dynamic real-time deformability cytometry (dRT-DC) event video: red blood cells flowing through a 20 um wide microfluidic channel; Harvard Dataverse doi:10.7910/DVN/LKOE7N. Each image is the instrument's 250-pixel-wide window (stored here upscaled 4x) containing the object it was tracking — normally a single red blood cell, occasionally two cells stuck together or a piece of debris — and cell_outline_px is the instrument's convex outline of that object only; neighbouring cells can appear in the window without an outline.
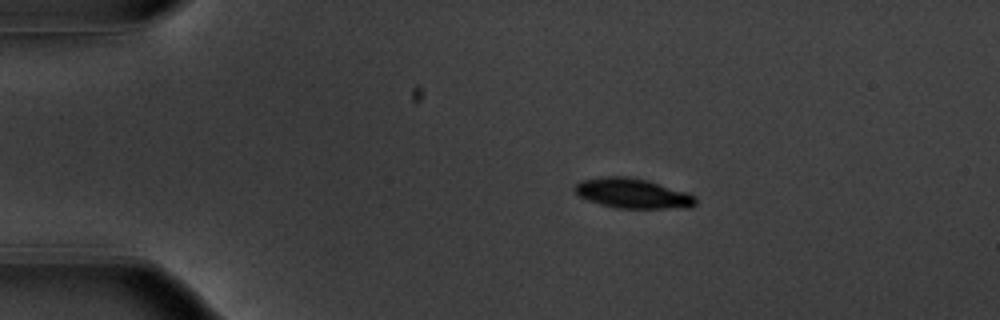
{"species": "common noctule bat (a hibernating species)", "species_latin": "Nyctalus noctula", "temperature_condition": "warm", "stored_images_in_passage": 37, "camera_frame_rate_fps": 3000, "um_per_image_px": 0.085, "animal": {"sex": "male", "body_mass_g": 20.1, "forearm_length_mm": 53.5}, "frame": {"image": 1, "passage_image": 1, "time_ms": 0.0, "image_size_px": [1000, 320], "cell_outline_px": [[696, 204], [692, 208], [616, 208], [600, 204], [576, 196], [572, 188], [580, 180], [604, 176], [628, 176], [648, 180], [688, 192], [696, 196]], "centroid_in_image_um": [53.76, 16.43], "position_along_channel_um": 31.2, "area_um2": 21.5}}
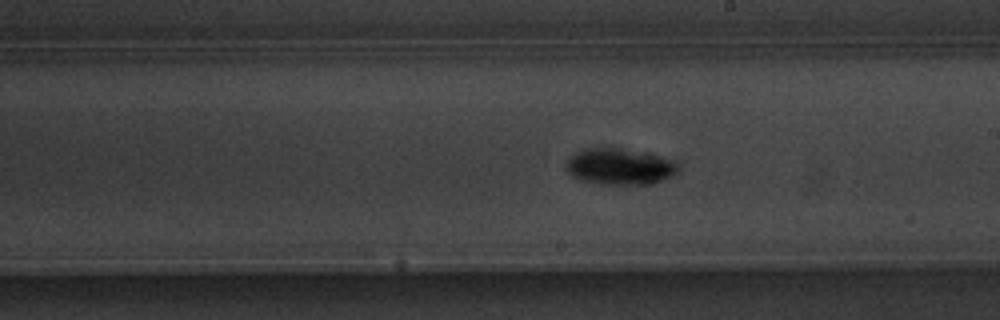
{"frame": {"image": 2, "passage_image": 22, "time_ms": 7.0, "image_size_px": [1000, 320], "cell_outline_px": [[680, 172], [676, 176], [652, 184], [600, 184], [580, 180], [572, 176], [564, 168], [564, 164], [576, 152], [584, 148], [612, 144], [680, 160]], "centroid_in_image_um": [52.76, 14.11], "position_along_channel_um": 236.2, "area_um2": 25.32}}
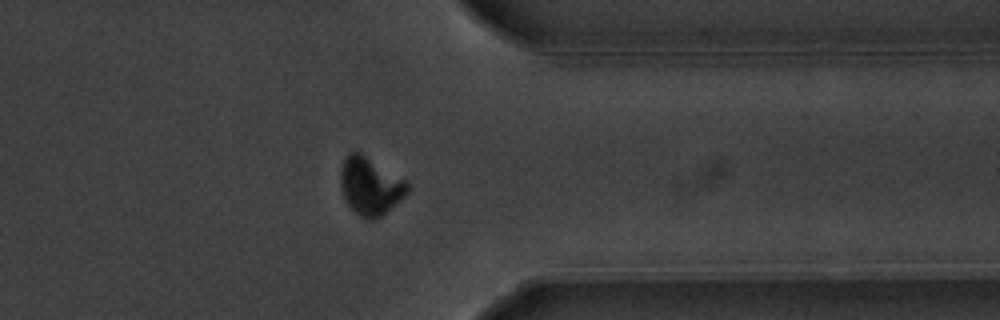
{"frame": {"image": 3, "passage_image": 34, "time_ms": 11.0, "image_size_px": [1000, 320], "cell_outline_px": [[408, 192], [404, 196], [380, 216], [372, 220], [368, 220], [360, 216], [344, 200], [340, 188], [340, 168], [348, 152], [360, 152], [404, 180], [408, 184]], "centroid_in_image_um": [31.41, 15.81], "position_along_channel_um": 380.0, "area_um2": 22.08}, "authors_computed_cell_mechanics": {"area_um2": 22.1952, "velocity_mm_per_s": 3.7368, "shape_relaxation_time_tau1_ms": 1.7756, "shape_relaxation_time_tau2_ms": null, "deformation_change_tau1": 0.1364, "deformation_change_tau2": null}}